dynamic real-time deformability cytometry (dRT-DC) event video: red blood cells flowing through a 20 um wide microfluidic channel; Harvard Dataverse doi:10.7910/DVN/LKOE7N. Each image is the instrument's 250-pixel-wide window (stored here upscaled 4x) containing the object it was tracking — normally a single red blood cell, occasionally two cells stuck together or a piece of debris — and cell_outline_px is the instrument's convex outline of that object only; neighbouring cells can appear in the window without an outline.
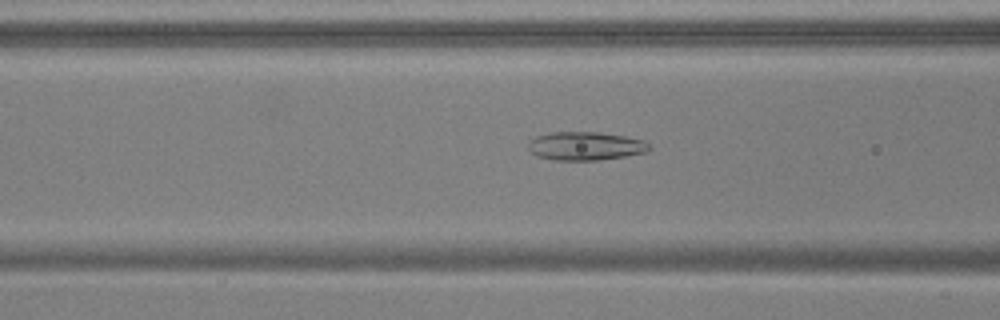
{"species": "common noctule bat (a hibernating species)", "species_latin": "Nyctalus noctula", "temperature_condition": "warm", "stored_images_in_passage": 50, "camera_frame_rate_fps": 3000, "um_per_image_px": 0.085, "animal": {"sex": "male", "body_mass_g": 17.9, "forearm_length_mm": 54.2}, "frame": {"image": 1, "passage_image": 22, "time_ms": 7.0, "image_size_px": [1000, 320], "cell_outline_px": [[652, 148], [648, 152], [600, 160], [556, 160], [536, 156], [528, 148], [528, 144], [536, 136], [548, 132], [600, 132], [624, 136], [644, 140]], "centroid_in_image_um": [49.78, 12.41], "position_along_channel_um": 116.8, "area_um2": 20.11}}
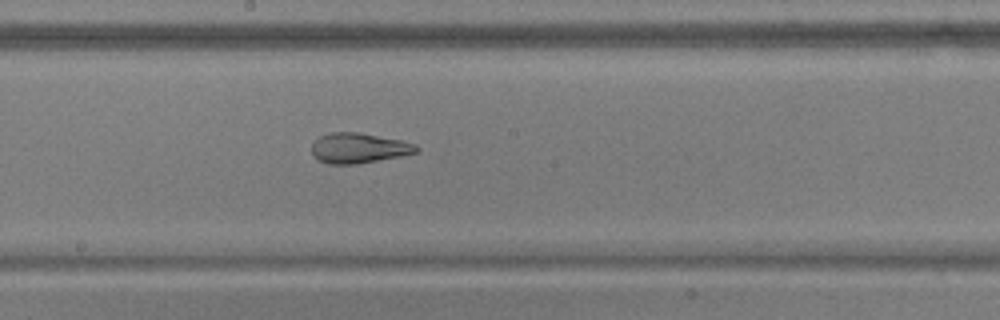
{"frame": {"image": 2, "passage_image": 30, "time_ms": 9.667, "image_size_px": [1000, 320], "cell_outline_px": [[420, 148], [416, 152], [400, 156], [356, 164], [328, 164], [312, 156], [312, 144], [320, 136], [332, 132], [356, 132], [400, 140], [416, 144]], "centroid_in_image_um": [30.47, 12.59], "position_along_channel_um": 217.7, "area_um2": 18.21}}
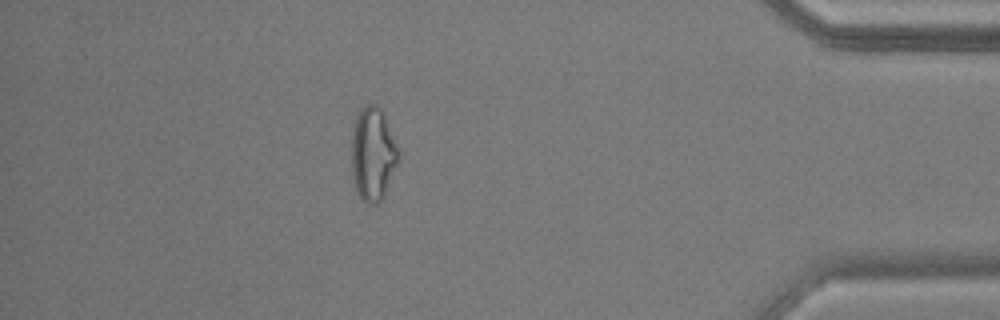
{"frame": {"image": 3, "passage_image": 48, "time_ms": 15.667, "image_size_px": [1000, 320], "cell_outline_px": [[400, 152], [396, 164], [384, 196], [376, 204], [368, 204], [356, 192], [352, 180], [352, 128], [356, 112], [364, 104], [376, 104], [384, 112], [400, 148]], "centroid_in_image_um": [31.69, 13.02], "position_along_channel_um": 403.5, "area_um2": 26.07}, "authors_computed_cell_mechanics": {"area_um2": 23.6402, "velocity_mm_per_s": 3.7814, "shape_relaxation_time_tau1_ms": null, "shape_relaxation_time_tau2_ms": 1.7255, "deformation_change_tau1": null, "deformation_change_tau2": 0.0914}}